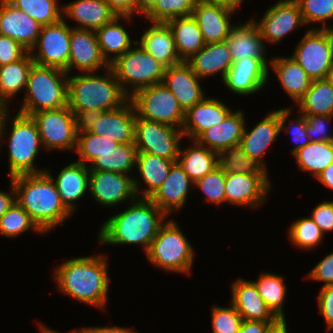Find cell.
Wrapping results in <instances>:
<instances>
[{"instance_id": "cell-1", "label": "cell", "mask_w": 333, "mask_h": 333, "mask_svg": "<svg viewBox=\"0 0 333 333\" xmlns=\"http://www.w3.org/2000/svg\"><path fill=\"white\" fill-rule=\"evenodd\" d=\"M109 255L70 257L54 267L57 291L74 300L106 311L110 291Z\"/></svg>"}, {"instance_id": "cell-2", "label": "cell", "mask_w": 333, "mask_h": 333, "mask_svg": "<svg viewBox=\"0 0 333 333\" xmlns=\"http://www.w3.org/2000/svg\"><path fill=\"white\" fill-rule=\"evenodd\" d=\"M168 218L150 199L137 198L102 222L96 237L102 246L136 245L146 253Z\"/></svg>"}, {"instance_id": "cell-3", "label": "cell", "mask_w": 333, "mask_h": 333, "mask_svg": "<svg viewBox=\"0 0 333 333\" xmlns=\"http://www.w3.org/2000/svg\"><path fill=\"white\" fill-rule=\"evenodd\" d=\"M15 201L47 235L57 226H64L73 214L64 206L55 182L45 171L15 176Z\"/></svg>"}, {"instance_id": "cell-4", "label": "cell", "mask_w": 333, "mask_h": 333, "mask_svg": "<svg viewBox=\"0 0 333 333\" xmlns=\"http://www.w3.org/2000/svg\"><path fill=\"white\" fill-rule=\"evenodd\" d=\"M130 97L122 90L113 70L104 73L68 74L67 105L80 119L123 106Z\"/></svg>"}, {"instance_id": "cell-5", "label": "cell", "mask_w": 333, "mask_h": 333, "mask_svg": "<svg viewBox=\"0 0 333 333\" xmlns=\"http://www.w3.org/2000/svg\"><path fill=\"white\" fill-rule=\"evenodd\" d=\"M14 114L13 111L8 114L0 135V149L4 142L7 143L9 179L45 172L47 168H39L35 163L41 149H44L36 122L31 116L19 112ZM9 122L12 125H8Z\"/></svg>"}, {"instance_id": "cell-6", "label": "cell", "mask_w": 333, "mask_h": 333, "mask_svg": "<svg viewBox=\"0 0 333 333\" xmlns=\"http://www.w3.org/2000/svg\"><path fill=\"white\" fill-rule=\"evenodd\" d=\"M179 225L175 218L169 217L144 255L150 264L164 273H185L190 276L196 252Z\"/></svg>"}, {"instance_id": "cell-7", "label": "cell", "mask_w": 333, "mask_h": 333, "mask_svg": "<svg viewBox=\"0 0 333 333\" xmlns=\"http://www.w3.org/2000/svg\"><path fill=\"white\" fill-rule=\"evenodd\" d=\"M68 73L62 69L33 64L19 113L31 116L36 112L67 106Z\"/></svg>"}, {"instance_id": "cell-8", "label": "cell", "mask_w": 333, "mask_h": 333, "mask_svg": "<svg viewBox=\"0 0 333 333\" xmlns=\"http://www.w3.org/2000/svg\"><path fill=\"white\" fill-rule=\"evenodd\" d=\"M110 68L122 90L131 97L141 88L162 83L166 67L136 42Z\"/></svg>"}, {"instance_id": "cell-9", "label": "cell", "mask_w": 333, "mask_h": 333, "mask_svg": "<svg viewBox=\"0 0 333 333\" xmlns=\"http://www.w3.org/2000/svg\"><path fill=\"white\" fill-rule=\"evenodd\" d=\"M38 126L42 146L48 152L75 151L81 120L67 106L31 115Z\"/></svg>"}, {"instance_id": "cell-10", "label": "cell", "mask_w": 333, "mask_h": 333, "mask_svg": "<svg viewBox=\"0 0 333 333\" xmlns=\"http://www.w3.org/2000/svg\"><path fill=\"white\" fill-rule=\"evenodd\" d=\"M130 100L139 117L182 128L185 111L163 83L137 90Z\"/></svg>"}, {"instance_id": "cell-11", "label": "cell", "mask_w": 333, "mask_h": 333, "mask_svg": "<svg viewBox=\"0 0 333 333\" xmlns=\"http://www.w3.org/2000/svg\"><path fill=\"white\" fill-rule=\"evenodd\" d=\"M291 57L312 80L327 79L333 65V35L330 29H307Z\"/></svg>"}, {"instance_id": "cell-12", "label": "cell", "mask_w": 333, "mask_h": 333, "mask_svg": "<svg viewBox=\"0 0 333 333\" xmlns=\"http://www.w3.org/2000/svg\"><path fill=\"white\" fill-rule=\"evenodd\" d=\"M184 133L180 128L139 117L135 121V146L149 153L177 162Z\"/></svg>"}, {"instance_id": "cell-13", "label": "cell", "mask_w": 333, "mask_h": 333, "mask_svg": "<svg viewBox=\"0 0 333 333\" xmlns=\"http://www.w3.org/2000/svg\"><path fill=\"white\" fill-rule=\"evenodd\" d=\"M251 19L257 25L265 45H277L295 30L306 27L296 0H279L267 8L258 21L253 16Z\"/></svg>"}, {"instance_id": "cell-14", "label": "cell", "mask_w": 333, "mask_h": 333, "mask_svg": "<svg viewBox=\"0 0 333 333\" xmlns=\"http://www.w3.org/2000/svg\"><path fill=\"white\" fill-rule=\"evenodd\" d=\"M66 21L62 18L58 23L42 26L38 40L30 50L35 64L56 67L68 73L71 26Z\"/></svg>"}, {"instance_id": "cell-15", "label": "cell", "mask_w": 333, "mask_h": 333, "mask_svg": "<svg viewBox=\"0 0 333 333\" xmlns=\"http://www.w3.org/2000/svg\"><path fill=\"white\" fill-rule=\"evenodd\" d=\"M136 111L129 99L123 106L86 116L81 124L90 132L117 141L119 144L135 142Z\"/></svg>"}, {"instance_id": "cell-16", "label": "cell", "mask_w": 333, "mask_h": 333, "mask_svg": "<svg viewBox=\"0 0 333 333\" xmlns=\"http://www.w3.org/2000/svg\"><path fill=\"white\" fill-rule=\"evenodd\" d=\"M270 175L225 173V204L257 210L272 191Z\"/></svg>"}, {"instance_id": "cell-17", "label": "cell", "mask_w": 333, "mask_h": 333, "mask_svg": "<svg viewBox=\"0 0 333 333\" xmlns=\"http://www.w3.org/2000/svg\"><path fill=\"white\" fill-rule=\"evenodd\" d=\"M89 193L103 208H116L138 198L132 175L90 170Z\"/></svg>"}, {"instance_id": "cell-18", "label": "cell", "mask_w": 333, "mask_h": 333, "mask_svg": "<svg viewBox=\"0 0 333 333\" xmlns=\"http://www.w3.org/2000/svg\"><path fill=\"white\" fill-rule=\"evenodd\" d=\"M269 64L270 59L242 58L234 61L222 84L235 96H253L267 87Z\"/></svg>"}, {"instance_id": "cell-19", "label": "cell", "mask_w": 333, "mask_h": 333, "mask_svg": "<svg viewBox=\"0 0 333 333\" xmlns=\"http://www.w3.org/2000/svg\"><path fill=\"white\" fill-rule=\"evenodd\" d=\"M110 65L103 58L94 30L71 27L70 56L68 74L81 72H101ZM74 69V70H73Z\"/></svg>"}, {"instance_id": "cell-20", "label": "cell", "mask_w": 333, "mask_h": 333, "mask_svg": "<svg viewBox=\"0 0 333 333\" xmlns=\"http://www.w3.org/2000/svg\"><path fill=\"white\" fill-rule=\"evenodd\" d=\"M191 190L194 191V182L178 162H175L168 173L167 178L157 191L149 198L159 209L169 217L173 212H181L187 202Z\"/></svg>"}, {"instance_id": "cell-21", "label": "cell", "mask_w": 333, "mask_h": 333, "mask_svg": "<svg viewBox=\"0 0 333 333\" xmlns=\"http://www.w3.org/2000/svg\"><path fill=\"white\" fill-rule=\"evenodd\" d=\"M267 113L263 117L264 119L258 121L252 129H248L245 123L240 145L246 154L256 159L269 171L264 156H266L265 153L270 151L269 149L279 138L281 132L279 109L271 110Z\"/></svg>"}, {"instance_id": "cell-22", "label": "cell", "mask_w": 333, "mask_h": 333, "mask_svg": "<svg viewBox=\"0 0 333 333\" xmlns=\"http://www.w3.org/2000/svg\"><path fill=\"white\" fill-rule=\"evenodd\" d=\"M206 96L185 111L182 132L187 139L196 140L205 130L221 123L233 109L224 100Z\"/></svg>"}, {"instance_id": "cell-23", "label": "cell", "mask_w": 333, "mask_h": 333, "mask_svg": "<svg viewBox=\"0 0 333 333\" xmlns=\"http://www.w3.org/2000/svg\"><path fill=\"white\" fill-rule=\"evenodd\" d=\"M234 11L212 4L206 0H197L192 16L202 32L205 44L225 42L236 25L232 22ZM233 23V24H232Z\"/></svg>"}, {"instance_id": "cell-24", "label": "cell", "mask_w": 333, "mask_h": 333, "mask_svg": "<svg viewBox=\"0 0 333 333\" xmlns=\"http://www.w3.org/2000/svg\"><path fill=\"white\" fill-rule=\"evenodd\" d=\"M201 80L185 62L166 67L162 83L176 97L184 111L202 101L206 95Z\"/></svg>"}, {"instance_id": "cell-25", "label": "cell", "mask_w": 333, "mask_h": 333, "mask_svg": "<svg viewBox=\"0 0 333 333\" xmlns=\"http://www.w3.org/2000/svg\"><path fill=\"white\" fill-rule=\"evenodd\" d=\"M46 172L55 182L62 203L74 215L78 209L77 202L89 194V167L74 160L60 169L56 177L50 169L47 168Z\"/></svg>"}, {"instance_id": "cell-26", "label": "cell", "mask_w": 333, "mask_h": 333, "mask_svg": "<svg viewBox=\"0 0 333 333\" xmlns=\"http://www.w3.org/2000/svg\"><path fill=\"white\" fill-rule=\"evenodd\" d=\"M42 26L16 9L7 0H0V34L19 42L29 52L35 46Z\"/></svg>"}, {"instance_id": "cell-27", "label": "cell", "mask_w": 333, "mask_h": 333, "mask_svg": "<svg viewBox=\"0 0 333 333\" xmlns=\"http://www.w3.org/2000/svg\"><path fill=\"white\" fill-rule=\"evenodd\" d=\"M230 303L243 320L280 321L268 308L252 280L237 278L231 283Z\"/></svg>"}, {"instance_id": "cell-28", "label": "cell", "mask_w": 333, "mask_h": 333, "mask_svg": "<svg viewBox=\"0 0 333 333\" xmlns=\"http://www.w3.org/2000/svg\"><path fill=\"white\" fill-rule=\"evenodd\" d=\"M174 163L175 161L173 160L149 153L138 152L135 173H138L139 177L133 175L138 198L149 199L165 181Z\"/></svg>"}, {"instance_id": "cell-29", "label": "cell", "mask_w": 333, "mask_h": 333, "mask_svg": "<svg viewBox=\"0 0 333 333\" xmlns=\"http://www.w3.org/2000/svg\"><path fill=\"white\" fill-rule=\"evenodd\" d=\"M150 27L144 29L137 43L165 67L183 62L176 48L172 30L164 22H147Z\"/></svg>"}, {"instance_id": "cell-30", "label": "cell", "mask_w": 333, "mask_h": 333, "mask_svg": "<svg viewBox=\"0 0 333 333\" xmlns=\"http://www.w3.org/2000/svg\"><path fill=\"white\" fill-rule=\"evenodd\" d=\"M237 23L225 41L228 44L232 60L237 61L242 58L267 59L268 46L265 45L253 20L250 18L244 23Z\"/></svg>"}, {"instance_id": "cell-31", "label": "cell", "mask_w": 333, "mask_h": 333, "mask_svg": "<svg viewBox=\"0 0 333 333\" xmlns=\"http://www.w3.org/2000/svg\"><path fill=\"white\" fill-rule=\"evenodd\" d=\"M185 62L201 80L219 74L223 82L234 61L228 44L220 42L205 44L201 50Z\"/></svg>"}, {"instance_id": "cell-32", "label": "cell", "mask_w": 333, "mask_h": 333, "mask_svg": "<svg viewBox=\"0 0 333 333\" xmlns=\"http://www.w3.org/2000/svg\"><path fill=\"white\" fill-rule=\"evenodd\" d=\"M68 3L62 5V17L76 22L75 29L96 31L116 17L105 0H74Z\"/></svg>"}, {"instance_id": "cell-33", "label": "cell", "mask_w": 333, "mask_h": 333, "mask_svg": "<svg viewBox=\"0 0 333 333\" xmlns=\"http://www.w3.org/2000/svg\"><path fill=\"white\" fill-rule=\"evenodd\" d=\"M269 67H271L269 68V77L272 70L285 94L291 98L296 106L309 90L312 79L291 56L270 57Z\"/></svg>"}, {"instance_id": "cell-34", "label": "cell", "mask_w": 333, "mask_h": 333, "mask_svg": "<svg viewBox=\"0 0 333 333\" xmlns=\"http://www.w3.org/2000/svg\"><path fill=\"white\" fill-rule=\"evenodd\" d=\"M245 114L242 109L233 110L221 123L205 130L196 141L218 153L233 145L240 144L247 122Z\"/></svg>"}, {"instance_id": "cell-35", "label": "cell", "mask_w": 333, "mask_h": 333, "mask_svg": "<svg viewBox=\"0 0 333 333\" xmlns=\"http://www.w3.org/2000/svg\"><path fill=\"white\" fill-rule=\"evenodd\" d=\"M131 16H116L111 22L97 29L96 35L103 58L110 65L119 56L127 52L137 41L131 40V35L125 24L134 20ZM123 23L126 22V23Z\"/></svg>"}, {"instance_id": "cell-36", "label": "cell", "mask_w": 333, "mask_h": 333, "mask_svg": "<svg viewBox=\"0 0 333 333\" xmlns=\"http://www.w3.org/2000/svg\"><path fill=\"white\" fill-rule=\"evenodd\" d=\"M191 145L180 147L177 162L195 183L207 173L218 167L219 153L199 144L196 140H190Z\"/></svg>"}, {"instance_id": "cell-37", "label": "cell", "mask_w": 333, "mask_h": 333, "mask_svg": "<svg viewBox=\"0 0 333 333\" xmlns=\"http://www.w3.org/2000/svg\"><path fill=\"white\" fill-rule=\"evenodd\" d=\"M172 30L178 55L187 61L205 46L202 32L192 15L170 19L166 22Z\"/></svg>"}, {"instance_id": "cell-38", "label": "cell", "mask_w": 333, "mask_h": 333, "mask_svg": "<svg viewBox=\"0 0 333 333\" xmlns=\"http://www.w3.org/2000/svg\"><path fill=\"white\" fill-rule=\"evenodd\" d=\"M34 63L30 52H28L22 59L0 66L1 101L14 105L13 101L19 92H25L28 75Z\"/></svg>"}, {"instance_id": "cell-39", "label": "cell", "mask_w": 333, "mask_h": 333, "mask_svg": "<svg viewBox=\"0 0 333 333\" xmlns=\"http://www.w3.org/2000/svg\"><path fill=\"white\" fill-rule=\"evenodd\" d=\"M257 287L258 293L268 308L279 320H286L285 300L288 296V286L284 283L285 278L271 271H263L257 280H252Z\"/></svg>"}, {"instance_id": "cell-40", "label": "cell", "mask_w": 333, "mask_h": 333, "mask_svg": "<svg viewBox=\"0 0 333 333\" xmlns=\"http://www.w3.org/2000/svg\"><path fill=\"white\" fill-rule=\"evenodd\" d=\"M137 153L135 143L119 144L112 151L101 152L88 167L90 170L131 175L136 168Z\"/></svg>"}, {"instance_id": "cell-41", "label": "cell", "mask_w": 333, "mask_h": 333, "mask_svg": "<svg viewBox=\"0 0 333 333\" xmlns=\"http://www.w3.org/2000/svg\"><path fill=\"white\" fill-rule=\"evenodd\" d=\"M295 107L303 115L333 116V84L328 79L312 80Z\"/></svg>"}, {"instance_id": "cell-42", "label": "cell", "mask_w": 333, "mask_h": 333, "mask_svg": "<svg viewBox=\"0 0 333 333\" xmlns=\"http://www.w3.org/2000/svg\"><path fill=\"white\" fill-rule=\"evenodd\" d=\"M292 158H295L299 171L311 173L312 177L316 178L333 163V141L310 142L299 149Z\"/></svg>"}, {"instance_id": "cell-43", "label": "cell", "mask_w": 333, "mask_h": 333, "mask_svg": "<svg viewBox=\"0 0 333 333\" xmlns=\"http://www.w3.org/2000/svg\"><path fill=\"white\" fill-rule=\"evenodd\" d=\"M218 166L224 173L270 175L261 163L245 153L240 144L222 150L219 153Z\"/></svg>"}, {"instance_id": "cell-44", "label": "cell", "mask_w": 333, "mask_h": 333, "mask_svg": "<svg viewBox=\"0 0 333 333\" xmlns=\"http://www.w3.org/2000/svg\"><path fill=\"white\" fill-rule=\"evenodd\" d=\"M41 26L58 23L63 17V6L58 0H7ZM61 5V6H60Z\"/></svg>"}, {"instance_id": "cell-45", "label": "cell", "mask_w": 333, "mask_h": 333, "mask_svg": "<svg viewBox=\"0 0 333 333\" xmlns=\"http://www.w3.org/2000/svg\"><path fill=\"white\" fill-rule=\"evenodd\" d=\"M119 143L113 139L96 135L88 131L82 124L77 134L74 153L78 155L77 162L89 165L101 152L112 151Z\"/></svg>"}, {"instance_id": "cell-46", "label": "cell", "mask_w": 333, "mask_h": 333, "mask_svg": "<svg viewBox=\"0 0 333 333\" xmlns=\"http://www.w3.org/2000/svg\"><path fill=\"white\" fill-rule=\"evenodd\" d=\"M27 231L35 232L37 235H46L15 201L0 218V234L5 238L15 239Z\"/></svg>"}, {"instance_id": "cell-47", "label": "cell", "mask_w": 333, "mask_h": 333, "mask_svg": "<svg viewBox=\"0 0 333 333\" xmlns=\"http://www.w3.org/2000/svg\"><path fill=\"white\" fill-rule=\"evenodd\" d=\"M288 230V239L291 245H295L303 251H311L318 248L325 238L321 229L309 217H299V219L291 222Z\"/></svg>"}, {"instance_id": "cell-48", "label": "cell", "mask_w": 333, "mask_h": 333, "mask_svg": "<svg viewBox=\"0 0 333 333\" xmlns=\"http://www.w3.org/2000/svg\"><path fill=\"white\" fill-rule=\"evenodd\" d=\"M293 111L292 105L289 107L279 108V121H280V132L284 134H291L290 138L294 142V147L290 150L293 156L299 149L303 148L311 141L306 134V119L305 115L297 111L298 115L290 119ZM288 121V122H287Z\"/></svg>"}, {"instance_id": "cell-49", "label": "cell", "mask_w": 333, "mask_h": 333, "mask_svg": "<svg viewBox=\"0 0 333 333\" xmlns=\"http://www.w3.org/2000/svg\"><path fill=\"white\" fill-rule=\"evenodd\" d=\"M299 4L304 24L310 29H330L328 21H333V0H296ZM319 23V24H318ZM322 23V24H321ZM321 26V27H320Z\"/></svg>"}, {"instance_id": "cell-50", "label": "cell", "mask_w": 333, "mask_h": 333, "mask_svg": "<svg viewBox=\"0 0 333 333\" xmlns=\"http://www.w3.org/2000/svg\"><path fill=\"white\" fill-rule=\"evenodd\" d=\"M197 0H157L144 16L147 22H164L178 17L192 15Z\"/></svg>"}, {"instance_id": "cell-51", "label": "cell", "mask_w": 333, "mask_h": 333, "mask_svg": "<svg viewBox=\"0 0 333 333\" xmlns=\"http://www.w3.org/2000/svg\"><path fill=\"white\" fill-rule=\"evenodd\" d=\"M225 188V173L219 166L194 183V190L200 189L204 194V203L219 207L225 204Z\"/></svg>"}, {"instance_id": "cell-52", "label": "cell", "mask_w": 333, "mask_h": 333, "mask_svg": "<svg viewBox=\"0 0 333 333\" xmlns=\"http://www.w3.org/2000/svg\"><path fill=\"white\" fill-rule=\"evenodd\" d=\"M210 311L213 333H239L243 319L231 303L227 307L214 303Z\"/></svg>"}, {"instance_id": "cell-53", "label": "cell", "mask_w": 333, "mask_h": 333, "mask_svg": "<svg viewBox=\"0 0 333 333\" xmlns=\"http://www.w3.org/2000/svg\"><path fill=\"white\" fill-rule=\"evenodd\" d=\"M306 134L311 142L333 141V129L328 130V124L332 123L333 116L305 115Z\"/></svg>"}, {"instance_id": "cell-54", "label": "cell", "mask_w": 333, "mask_h": 333, "mask_svg": "<svg viewBox=\"0 0 333 333\" xmlns=\"http://www.w3.org/2000/svg\"><path fill=\"white\" fill-rule=\"evenodd\" d=\"M29 51L16 40L0 34V66L22 59Z\"/></svg>"}, {"instance_id": "cell-55", "label": "cell", "mask_w": 333, "mask_h": 333, "mask_svg": "<svg viewBox=\"0 0 333 333\" xmlns=\"http://www.w3.org/2000/svg\"><path fill=\"white\" fill-rule=\"evenodd\" d=\"M306 279L318 281L324 286L333 285V252H330L305 275Z\"/></svg>"}, {"instance_id": "cell-56", "label": "cell", "mask_w": 333, "mask_h": 333, "mask_svg": "<svg viewBox=\"0 0 333 333\" xmlns=\"http://www.w3.org/2000/svg\"><path fill=\"white\" fill-rule=\"evenodd\" d=\"M324 235L333 231V201L326 200L317 204L309 216Z\"/></svg>"}, {"instance_id": "cell-57", "label": "cell", "mask_w": 333, "mask_h": 333, "mask_svg": "<svg viewBox=\"0 0 333 333\" xmlns=\"http://www.w3.org/2000/svg\"><path fill=\"white\" fill-rule=\"evenodd\" d=\"M317 298L318 312L323 316L326 331L331 332L333 330V285L321 287Z\"/></svg>"}, {"instance_id": "cell-58", "label": "cell", "mask_w": 333, "mask_h": 333, "mask_svg": "<svg viewBox=\"0 0 333 333\" xmlns=\"http://www.w3.org/2000/svg\"><path fill=\"white\" fill-rule=\"evenodd\" d=\"M116 16L138 15V0H105Z\"/></svg>"}, {"instance_id": "cell-59", "label": "cell", "mask_w": 333, "mask_h": 333, "mask_svg": "<svg viewBox=\"0 0 333 333\" xmlns=\"http://www.w3.org/2000/svg\"><path fill=\"white\" fill-rule=\"evenodd\" d=\"M279 321H247L243 320L239 333H267Z\"/></svg>"}, {"instance_id": "cell-60", "label": "cell", "mask_w": 333, "mask_h": 333, "mask_svg": "<svg viewBox=\"0 0 333 333\" xmlns=\"http://www.w3.org/2000/svg\"><path fill=\"white\" fill-rule=\"evenodd\" d=\"M83 333H138L135 332L134 329L131 330L129 327L125 326H101V325H95V326H88V327H82L81 328Z\"/></svg>"}, {"instance_id": "cell-61", "label": "cell", "mask_w": 333, "mask_h": 333, "mask_svg": "<svg viewBox=\"0 0 333 333\" xmlns=\"http://www.w3.org/2000/svg\"><path fill=\"white\" fill-rule=\"evenodd\" d=\"M9 190H0V218L8 210V208L15 202V188L12 179H9Z\"/></svg>"}, {"instance_id": "cell-62", "label": "cell", "mask_w": 333, "mask_h": 333, "mask_svg": "<svg viewBox=\"0 0 333 333\" xmlns=\"http://www.w3.org/2000/svg\"><path fill=\"white\" fill-rule=\"evenodd\" d=\"M315 179L327 189L333 190V163L328 165Z\"/></svg>"}, {"instance_id": "cell-63", "label": "cell", "mask_w": 333, "mask_h": 333, "mask_svg": "<svg viewBox=\"0 0 333 333\" xmlns=\"http://www.w3.org/2000/svg\"><path fill=\"white\" fill-rule=\"evenodd\" d=\"M206 1L230 9L235 13H237V9L239 10L240 7H242V3H244L243 2L244 0H206Z\"/></svg>"}, {"instance_id": "cell-64", "label": "cell", "mask_w": 333, "mask_h": 333, "mask_svg": "<svg viewBox=\"0 0 333 333\" xmlns=\"http://www.w3.org/2000/svg\"><path fill=\"white\" fill-rule=\"evenodd\" d=\"M157 0H138V14L144 16L153 8Z\"/></svg>"}, {"instance_id": "cell-65", "label": "cell", "mask_w": 333, "mask_h": 333, "mask_svg": "<svg viewBox=\"0 0 333 333\" xmlns=\"http://www.w3.org/2000/svg\"><path fill=\"white\" fill-rule=\"evenodd\" d=\"M11 105L0 100V135L4 127L5 120L10 112H12ZM11 110V111H10Z\"/></svg>"}, {"instance_id": "cell-66", "label": "cell", "mask_w": 333, "mask_h": 333, "mask_svg": "<svg viewBox=\"0 0 333 333\" xmlns=\"http://www.w3.org/2000/svg\"><path fill=\"white\" fill-rule=\"evenodd\" d=\"M287 320H280L277 324L273 325L267 333H289Z\"/></svg>"}, {"instance_id": "cell-67", "label": "cell", "mask_w": 333, "mask_h": 333, "mask_svg": "<svg viewBox=\"0 0 333 333\" xmlns=\"http://www.w3.org/2000/svg\"><path fill=\"white\" fill-rule=\"evenodd\" d=\"M38 327H39V333H61L60 331L54 330L53 328H51L50 326L47 327L46 324L42 323V322H37ZM66 333H83L81 328L80 329H73L70 332H66Z\"/></svg>"}, {"instance_id": "cell-68", "label": "cell", "mask_w": 333, "mask_h": 333, "mask_svg": "<svg viewBox=\"0 0 333 333\" xmlns=\"http://www.w3.org/2000/svg\"><path fill=\"white\" fill-rule=\"evenodd\" d=\"M327 79L333 84V65H332V67L329 70Z\"/></svg>"}, {"instance_id": "cell-69", "label": "cell", "mask_w": 333, "mask_h": 333, "mask_svg": "<svg viewBox=\"0 0 333 333\" xmlns=\"http://www.w3.org/2000/svg\"><path fill=\"white\" fill-rule=\"evenodd\" d=\"M331 26H332V28H330V31H331V33L333 35V24Z\"/></svg>"}]
</instances>
